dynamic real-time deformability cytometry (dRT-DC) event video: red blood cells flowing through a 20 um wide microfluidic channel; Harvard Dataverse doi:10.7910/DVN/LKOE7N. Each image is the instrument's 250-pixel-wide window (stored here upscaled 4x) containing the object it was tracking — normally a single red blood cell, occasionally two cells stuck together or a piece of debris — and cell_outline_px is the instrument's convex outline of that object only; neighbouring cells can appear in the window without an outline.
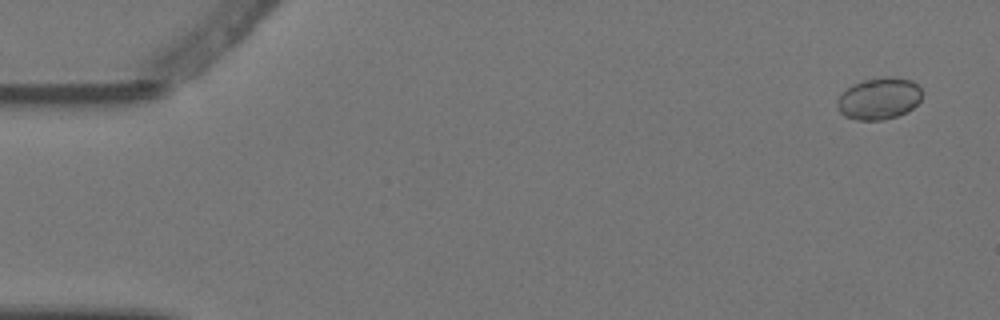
{"species": "Egyptian fruit bat (a non-hibernating species)", "species_latin": "Rousettus aegyptiacus", "temperature_condition": "warm", "stored_images_in_passage": 5, "camera_frame_rate_fps": 3000, "um_per_image_px": 0.085, "animal": {"sex": "female"}, "frame": {"image": 1, "passage_image": 1, "time_ms": 0.0, "image_size_px": [1000, 320], "cell_outline_px": [[924, 92], [920, 100], [912, 108], [896, 116], [884, 120], [856, 120], [844, 116], [840, 112], [836, 104], [836, 100], [840, 92], [852, 84], [872, 76], [892, 76], [912, 80]], "centroid_in_image_um": [74.68, 8.34], "position_along_channel_um": 10.3, "area_um2": 21.21}}
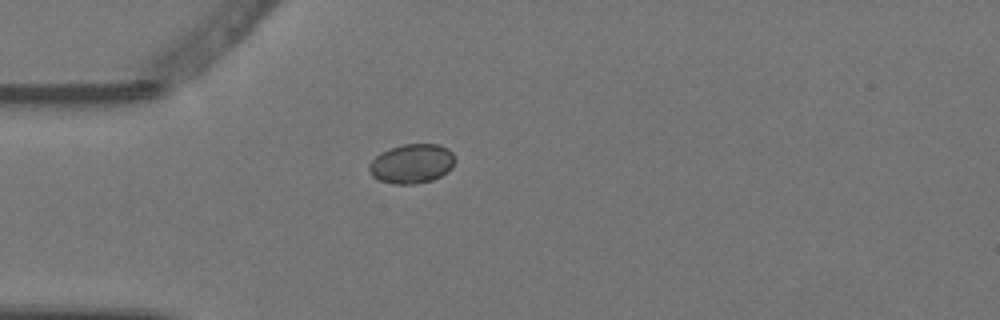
{"frame": {"image": 2, "passage_image": 4, "time_ms": 1.0, "image_size_px": [1000, 320], "cell_outline_px": [[456, 160], [452, 168], [440, 176], [432, 180], [416, 184], [392, 184], [376, 180], [372, 176], [368, 168], [368, 164], [380, 152], [388, 148], [404, 144], [440, 144], [448, 148], [456, 156]], "centroid_in_image_um": [35.0, 13.91], "position_along_channel_um": 50.0, "area_um2": 20.11}}